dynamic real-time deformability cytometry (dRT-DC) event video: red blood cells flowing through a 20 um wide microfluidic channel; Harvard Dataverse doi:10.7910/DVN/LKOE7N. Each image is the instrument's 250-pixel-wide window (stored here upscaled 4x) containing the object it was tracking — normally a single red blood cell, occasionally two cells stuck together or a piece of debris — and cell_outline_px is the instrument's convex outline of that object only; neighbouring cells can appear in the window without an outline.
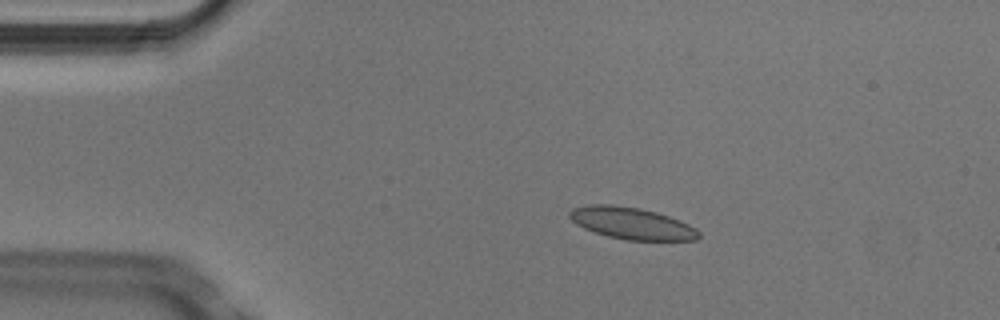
{"species": "Egyptian fruit bat (a non-hibernating species)", "species_latin": "Rousettus aegyptiacus", "temperature_condition": "cold", "stored_images_in_passage": 4, "camera_frame_rate_fps": 3000, "um_per_image_px": 0.085, "animal": {"sex": "male"}, "frame": {"image": 1, "passage_image": 3, "time_ms": 0.667, "image_size_px": [1000, 320], "cell_outline_px": [[700, 236], [696, 240], [624, 240], [608, 236], [584, 228], [576, 224], [568, 216], [568, 212], [572, 208], [588, 204], [612, 204], [640, 208], [656, 212], [680, 220], [696, 228], [700, 232]], "centroid_in_image_um": [53.68, 18.97], "position_along_channel_um": 31.3, "area_um2": 24.04}}